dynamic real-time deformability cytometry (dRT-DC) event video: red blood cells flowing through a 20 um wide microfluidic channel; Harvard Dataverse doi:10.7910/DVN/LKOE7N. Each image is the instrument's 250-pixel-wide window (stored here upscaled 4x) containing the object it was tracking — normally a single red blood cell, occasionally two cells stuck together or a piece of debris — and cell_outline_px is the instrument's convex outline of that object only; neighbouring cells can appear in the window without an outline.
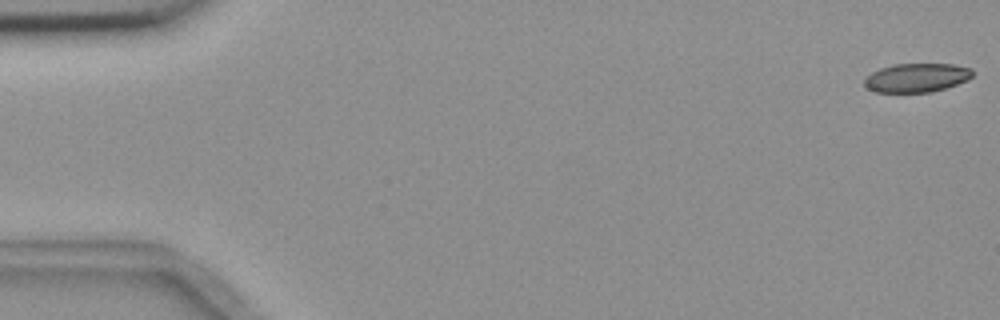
{"species": "common noctule bat (a hibernating species)", "species_latin": "Nyctalus noctula", "temperature_condition": "room temperature", "stored_images_in_passage": 6, "camera_frame_rate_fps": 3000, "um_per_image_px": 0.085, "animal": {"sex": "female", "body_mass_g": 18.4}, "frame": {"image": 1, "passage_image": 1, "time_ms": 0.0, "image_size_px": [1000, 320], "cell_outline_px": [[972, 76], [968, 80], [932, 92], [876, 92], [868, 88], [864, 84], [864, 80], [872, 72], [880, 68], [892, 64], [952, 64], [972, 68]], "centroid_in_image_um": [77.92, 6.6], "position_along_channel_um": 7.1, "area_um2": 18.09}}